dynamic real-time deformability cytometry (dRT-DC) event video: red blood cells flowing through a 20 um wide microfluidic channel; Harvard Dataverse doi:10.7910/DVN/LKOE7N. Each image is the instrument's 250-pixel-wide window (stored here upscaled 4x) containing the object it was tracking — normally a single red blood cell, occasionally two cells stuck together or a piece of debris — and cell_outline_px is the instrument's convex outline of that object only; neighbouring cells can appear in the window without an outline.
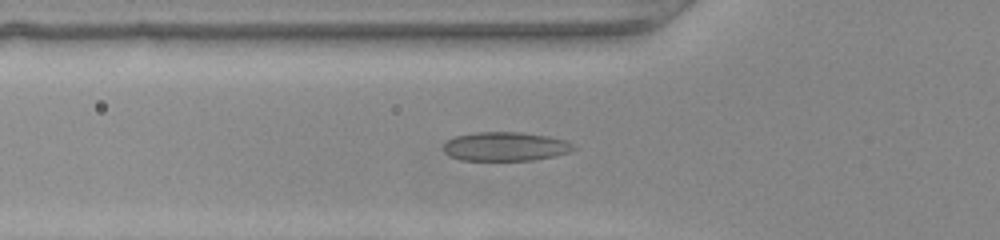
{"species": "common noctule bat (a hibernating species)", "species_latin": "Nyctalus noctula", "temperature_condition": "warm", "stored_images_in_passage": 34, "camera_frame_rate_fps": 3000, "um_per_image_px": 0.085, "animal": {"sex": "female", "body_mass_g": 22.0, "forearm_length_mm": 56.7}, "frame": {"image": 1, "passage_image": 5, "time_ms": 1.333, "image_size_px": [1000, 240], "cell_outline_px": [[576, 148], [568, 152], [556, 156], [532, 160], [460, 160], [444, 152], [444, 144], [448, 140], [456, 136], [472, 132], [520, 132], [548, 136], [568, 140]], "centroid_in_image_um": [42.98, 12.44], "position_along_channel_um": 82.8, "area_um2": 21.96}}
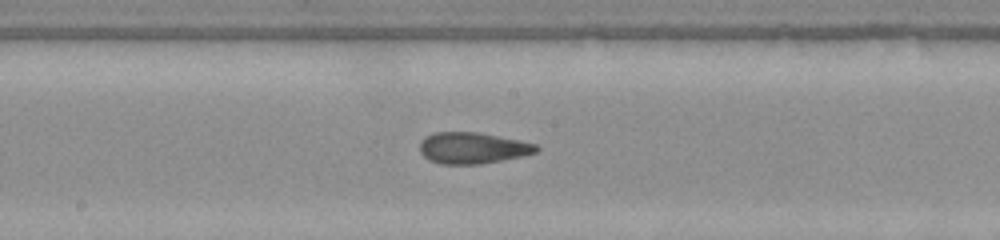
{"frame": {"image": 2, "passage_image": 14, "time_ms": 4.333, "image_size_px": [1000, 240], "cell_outline_px": [[540, 148], [536, 152], [524, 156], [480, 164], [440, 164], [428, 160], [420, 152], [420, 140], [424, 136], [432, 132], [480, 132], [536, 144]], "centroid_in_image_um": [40.13, 12.57], "position_along_channel_um": 208.1, "area_um2": 21.44}}
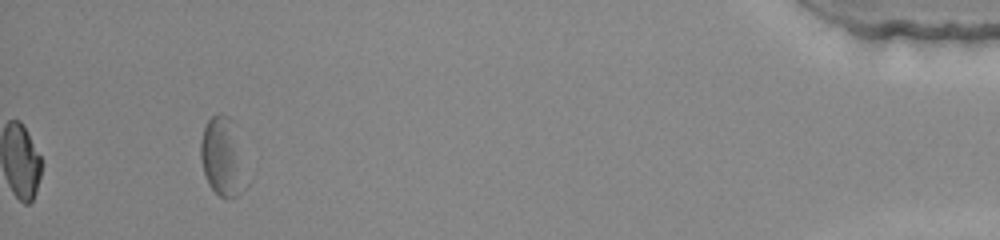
{"frame": {"image": 3, "passage_image": 34, "time_ms": 11.0, "image_size_px": [1000, 240], "cell_outline_px": [[240, 192], [236, 196], [228, 200], [220, 196], [208, 184], [204, 172], [200, 156], [200, 140], [204, 128], [208, 120], [212, 116], [220, 112], [228, 116], [232, 120], [240, 184]], "centroid_in_image_um": [18.73, 13.29], "position_along_channel_um": 416.5, "area_um2": 18.61}}